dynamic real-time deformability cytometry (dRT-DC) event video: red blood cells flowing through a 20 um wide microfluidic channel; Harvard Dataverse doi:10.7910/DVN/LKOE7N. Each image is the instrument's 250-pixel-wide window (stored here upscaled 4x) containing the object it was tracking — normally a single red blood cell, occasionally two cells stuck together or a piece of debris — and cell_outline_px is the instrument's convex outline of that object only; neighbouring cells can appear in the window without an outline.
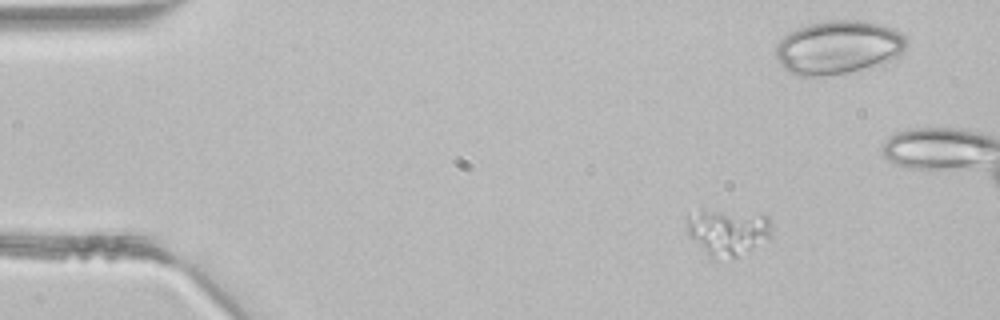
{"species": "common noctule bat (a hibernating species)", "species_latin": "Nyctalus noctula", "temperature_condition": "room temperature", "stored_images_in_passage": 3, "camera_frame_rate_fps": 3000, "um_per_image_px": 0.085, "animal": {"sex": "male", "body_mass_g": 21.5, "forearm_length_mm": 52.0}, "frame": {"image": 1, "passage_image": 1, "time_ms": 0.0, "image_size_px": [1000, 320], "cell_outline_px": [[772, 236], [736, 256], [716, 260], [712, 260], [688, 236], [684, 216], [700, 204], [768, 216], [772, 232]], "centroid_in_image_um": [61.7, 19.6], "position_along_channel_um": 23.3, "area_um2": 24.39}}